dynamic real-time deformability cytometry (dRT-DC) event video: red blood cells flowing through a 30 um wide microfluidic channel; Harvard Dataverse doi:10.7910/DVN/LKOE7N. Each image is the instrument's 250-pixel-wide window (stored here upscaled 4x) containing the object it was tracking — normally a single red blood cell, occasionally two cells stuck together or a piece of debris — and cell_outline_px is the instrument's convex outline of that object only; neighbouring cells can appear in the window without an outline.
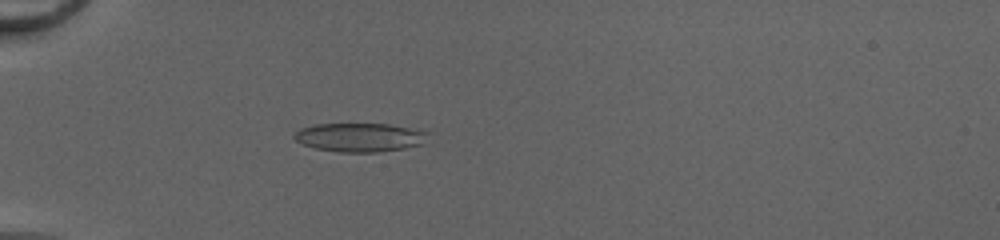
{"species": "common noctule bat (a hibernating species)", "species_latin": "Nyctalus noctula", "temperature_condition": "cold", "stored_images_in_passage": 51, "camera_frame_rate_fps": 3000, "um_per_image_px": 0.085, "animal": {"sex": "female", "body_mass_g": 20.0, "forearm_length_mm": 54.0}, "frame": {"image": 1, "passage_image": 17, "time_ms": 5.333, "image_size_px": [1000, 240], "cell_outline_px": [[428, 132], [424, 144], [404, 148], [376, 152], [340, 152], [316, 148], [300, 144], [292, 136], [300, 128], [316, 124], [388, 124]], "centroid_in_image_um": [30.54, 11.68], "position_along_channel_um": 54.5, "area_um2": 22.25}}
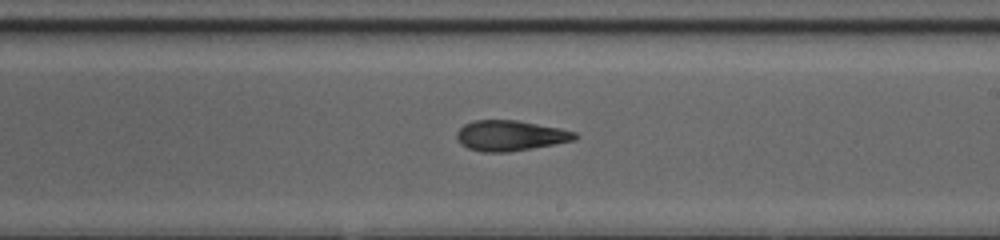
{"frame": {"image": 2, "passage_image": 32, "time_ms": 10.333, "image_size_px": [1000, 240], "cell_outline_px": [[580, 136], [576, 140], [556, 144], [508, 152], [484, 152], [468, 148], [460, 144], [456, 136], [456, 132], [464, 124], [472, 120], [516, 120], [560, 128], [576, 132]], "centroid_in_image_um": [43.39, 11.52], "position_along_channel_um": 245.6, "area_um2": 21.1}}
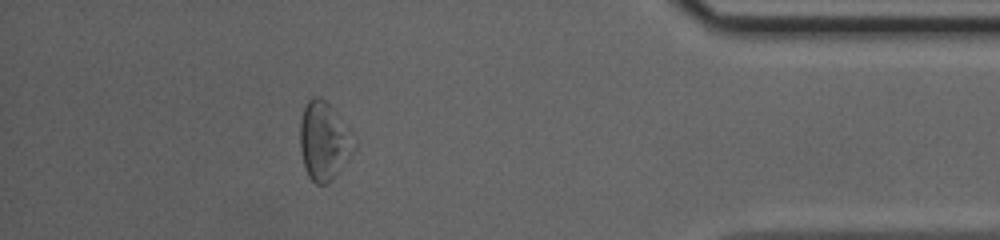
{"frame": {"image": 3, "passage_image": 46, "time_ms": 15.0, "image_size_px": [1000, 240], "cell_outline_px": [[356, 148], [328, 184], [316, 184], [308, 176], [304, 168], [300, 148], [300, 120], [304, 108], [308, 100], [312, 96], [320, 96], [352, 128], [356, 144]], "centroid_in_image_um": [27.55, 11.96], "position_along_channel_um": 407.6, "area_um2": 24.97}, "authors_computed_cell_mechanics": {"area_um2": 22.8888, "velocity_mm_per_s": 4.2137, "shape_relaxation_time_tau1_ms": 10.0283, "shape_relaxation_time_tau2_ms": 3.5015, "deformation_change_tau1": 0.2233, "deformation_change_tau2": 0.1385}}